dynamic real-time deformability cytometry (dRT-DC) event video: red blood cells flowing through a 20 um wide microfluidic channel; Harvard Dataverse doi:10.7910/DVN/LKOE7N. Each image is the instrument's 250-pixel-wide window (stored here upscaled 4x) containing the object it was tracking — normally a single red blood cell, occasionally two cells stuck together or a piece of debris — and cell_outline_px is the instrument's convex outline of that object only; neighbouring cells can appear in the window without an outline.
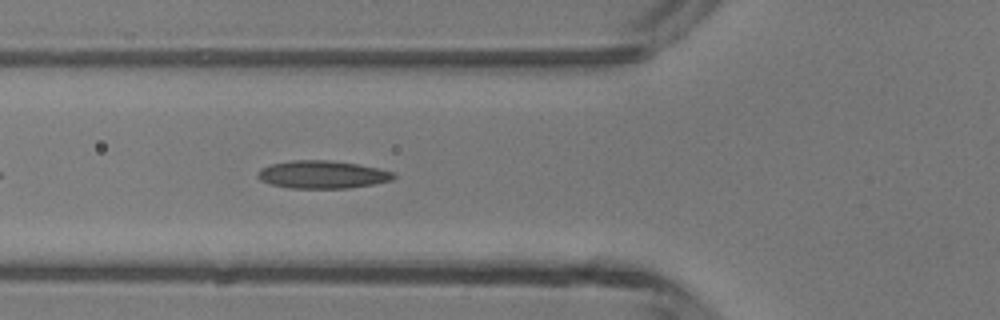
{"species": "common noctule bat (a hibernating species)", "species_latin": "Nyctalus noctula", "temperature_condition": "room temperature", "stored_images_in_passage": 22, "camera_frame_rate_fps": 3000, "um_per_image_px": 0.085, "animal": {"sex": "male", "body_mass_g": 13.3}, "frame": {"image": 1, "passage_image": 5, "time_ms": 1.333, "image_size_px": [1000, 320], "cell_outline_px": [[396, 176], [392, 180], [372, 184], [348, 188], [288, 188], [272, 184], [260, 180], [256, 176], [260, 168], [272, 164], [292, 160], [328, 160], [356, 164], [380, 168], [396, 172]], "centroid_in_image_um": [27.41, 14.83], "position_along_channel_um": 98.4, "area_um2": 22.02}}
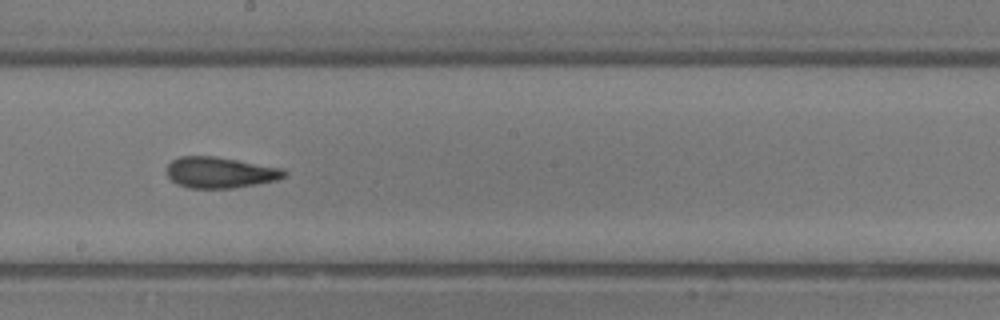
{"frame": {"image": 2, "passage_image": 14, "time_ms": 4.333, "image_size_px": [1000, 320], "cell_outline_px": [[288, 172], [284, 176], [276, 180], [256, 184], [232, 188], [188, 188], [176, 184], [168, 176], [168, 164], [172, 160], [180, 156], [212, 156], [236, 160], [280, 168]], "centroid_in_image_um": [18.67, 14.67], "position_along_channel_um": 229.5, "area_um2": 20.92}}
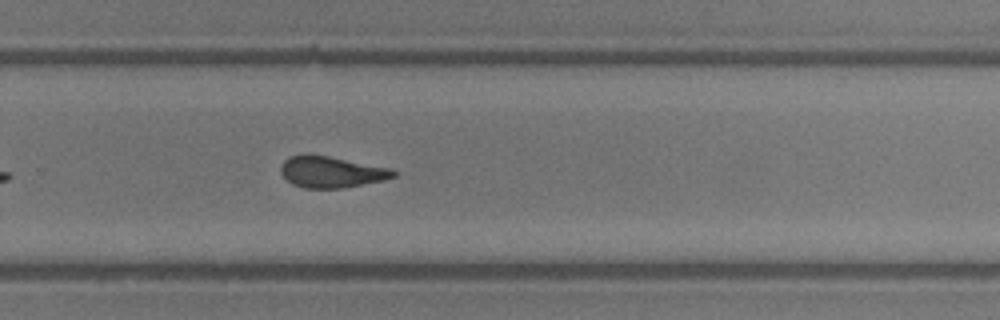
{"frame": {"image": 3, "passage_image": 19, "time_ms": 6.0, "image_size_px": [1000, 320], "cell_outline_px": [[396, 176], [384, 180], [344, 188], [304, 188], [292, 184], [280, 172], [280, 168], [284, 160], [288, 156], [308, 152], [392, 168], [396, 172]], "centroid_in_image_um": [28.14, 14.59], "position_along_channel_um": 301.7, "area_um2": 20.92}}